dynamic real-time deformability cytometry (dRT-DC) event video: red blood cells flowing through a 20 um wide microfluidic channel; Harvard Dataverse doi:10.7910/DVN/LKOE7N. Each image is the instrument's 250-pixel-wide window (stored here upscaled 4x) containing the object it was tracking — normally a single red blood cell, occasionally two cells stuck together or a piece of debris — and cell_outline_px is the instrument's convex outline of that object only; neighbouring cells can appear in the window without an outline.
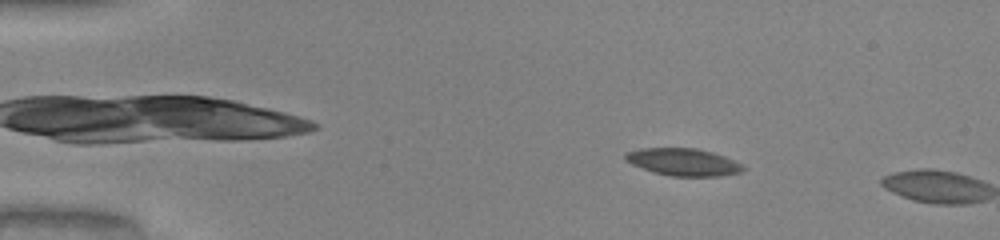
{"species": "common noctule bat (a hibernating species)", "species_latin": "Nyctalus noctula", "temperature_condition": "warm", "stored_images_in_passage": 10, "camera_frame_rate_fps": 3000, "um_per_image_px": 0.085, "animal": {"sex": "male", "body_mass_g": 20.0, "forearm_length_mm": 53.3}, "frame": {"image": 1, "passage_image": 9, "time_ms": 2.667, "image_size_px": [1000, 240], "cell_outline_px": [[748, 168], [740, 172], [720, 176], [672, 176], [652, 172], [632, 164], [624, 160], [624, 152], [640, 148], [696, 148], [712, 152], [724, 156]], "centroid_in_image_um": [58.04, 13.77], "position_along_channel_um": 27.0, "area_um2": 18.79}}